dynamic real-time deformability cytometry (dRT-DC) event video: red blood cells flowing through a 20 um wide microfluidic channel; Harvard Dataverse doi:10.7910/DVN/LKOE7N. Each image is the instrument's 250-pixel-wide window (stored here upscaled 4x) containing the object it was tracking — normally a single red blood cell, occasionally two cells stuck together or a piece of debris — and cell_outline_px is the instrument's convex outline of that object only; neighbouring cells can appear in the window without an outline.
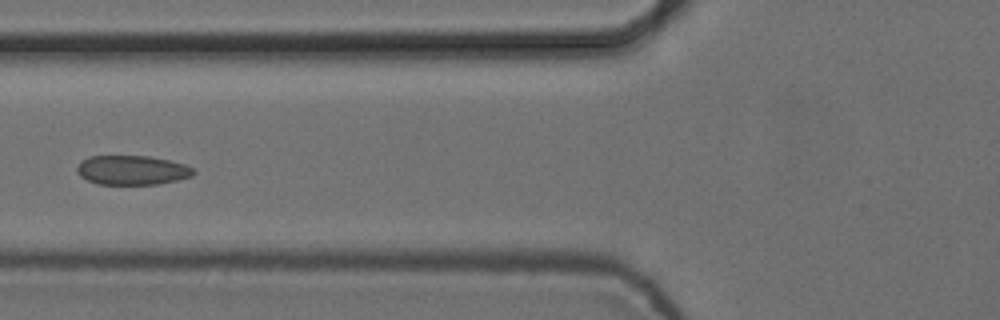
{"species": "common noctule bat (a hibernating species)", "species_latin": "Nyctalus noctula", "temperature_condition": "cold", "stored_images_in_passage": 7, "camera_frame_rate_fps": 3000, "um_per_image_px": 0.085, "animal": {"sex": "female", "body_mass_g": 24.6, "forearm_length_mm": 56.2}, "frame": {"image": 1, "passage_image": 6, "time_ms": 1.667, "image_size_px": [1000, 320], "cell_outline_px": [[196, 172], [192, 176], [176, 180], [156, 184], [96, 184], [80, 176], [76, 172], [76, 168], [80, 160], [88, 156], [148, 156], [168, 160], [184, 164], [196, 168]], "centroid_in_image_um": [11.21, 14.45], "position_along_channel_um": 114.6, "area_um2": 20.06}}
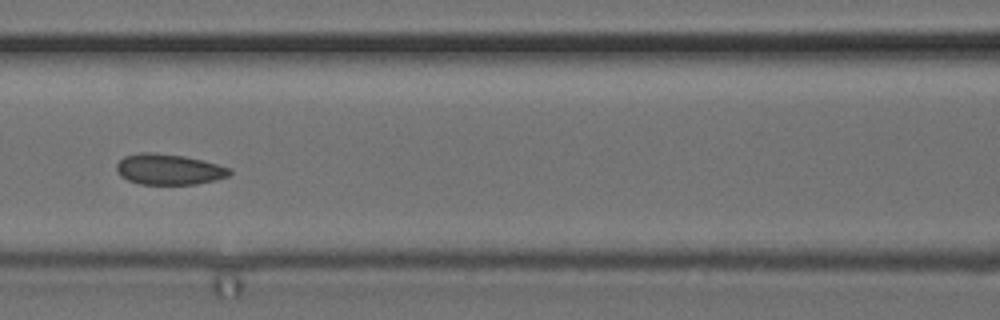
{"frame": {"image": 2, "passage_image": 7, "time_ms": 2.0, "image_size_px": [1000, 320], "cell_outline_px": [[232, 172], [228, 176], [216, 180], [196, 184], [140, 184], [128, 180], [120, 176], [116, 168], [116, 164], [124, 156], [140, 152], [156, 152], [184, 156], [204, 160], [232, 168]], "centroid_in_image_um": [14.37, 14.38], "position_along_channel_um": 152.2, "area_um2": 20.46}}